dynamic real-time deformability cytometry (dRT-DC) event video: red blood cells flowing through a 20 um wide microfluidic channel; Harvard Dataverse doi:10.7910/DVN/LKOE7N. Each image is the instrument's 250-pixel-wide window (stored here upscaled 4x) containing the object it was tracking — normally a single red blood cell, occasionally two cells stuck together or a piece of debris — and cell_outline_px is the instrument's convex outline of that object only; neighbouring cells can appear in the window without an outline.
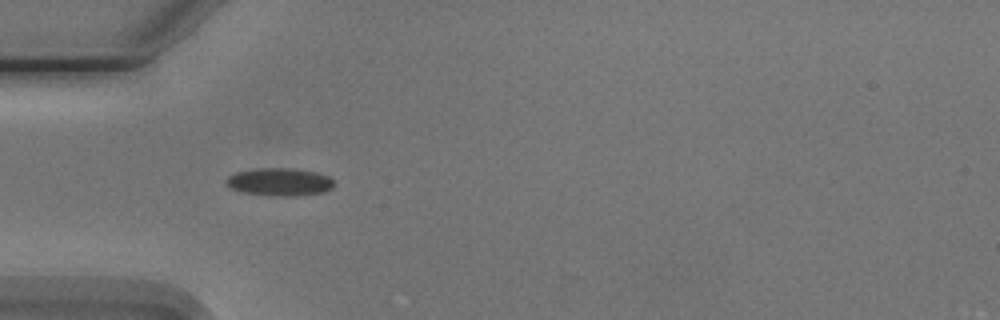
{"species": "Egyptian fruit bat (a non-hibernating species)", "species_latin": "Rousettus aegyptiacus", "temperature_condition": "cold", "stored_images_in_passage": 4, "camera_frame_rate_fps": 3000, "um_per_image_px": 0.085, "animal": {"sex": "male"}, "frame": {"image": 1, "passage_image": 1, "time_ms": 0.0, "image_size_px": [1000, 320], "cell_outline_px": [[332, 188], [324, 192], [296, 196], [268, 196], [244, 192], [232, 188], [224, 180], [228, 176], [236, 172], [256, 168], [288, 168], [316, 172], [328, 176], [332, 180]], "centroid_in_image_um": [23.75, 15.47], "position_along_channel_um": 61.3, "area_um2": 17.4}}
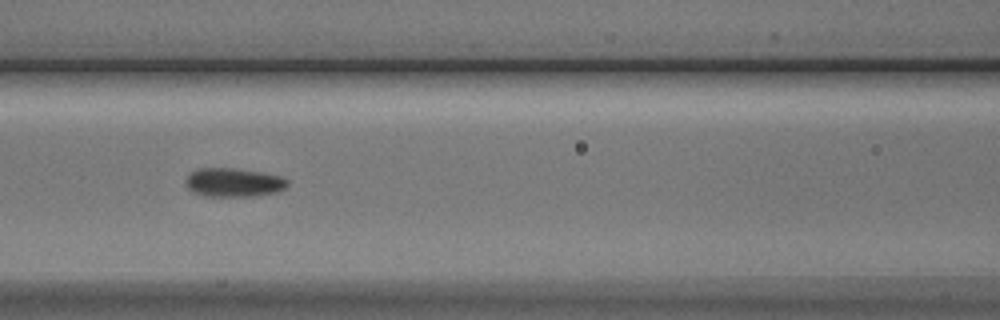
{"frame": {"image": 2, "passage_image": 3, "time_ms": 2.333, "image_size_px": [1000, 320], "cell_outline_px": [[288, 184], [284, 188], [276, 192], [256, 196], [204, 196], [188, 188], [184, 184], [184, 180], [188, 172], [196, 168], [236, 168], [264, 172], [284, 176], [288, 180]], "centroid_in_image_um": [19.84, 15.48], "position_along_channel_um": 146.8, "area_um2": 17.46}}
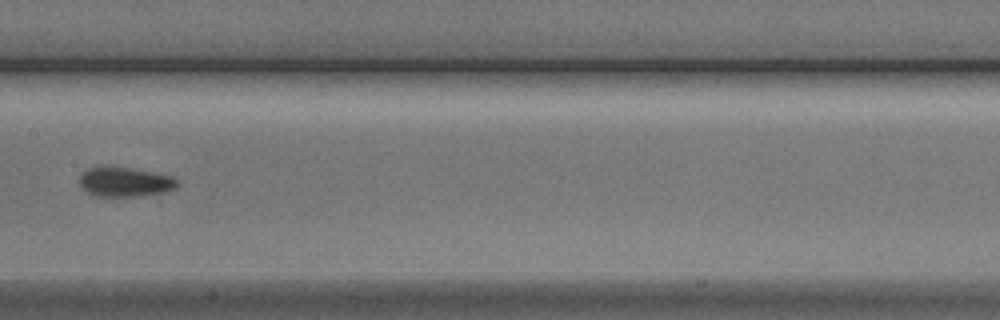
{"frame": {"image": 3, "passage_image": 4, "time_ms": 3.667, "image_size_px": [1000, 320], "cell_outline_px": [[180, 184], [176, 188], [168, 192], [140, 196], [96, 196], [88, 192], [80, 184], [80, 176], [88, 168], [128, 168], [152, 172], [172, 176], [180, 180]], "centroid_in_image_um": [10.72, 15.49], "position_along_channel_um": 196.7, "area_um2": 16.59}}